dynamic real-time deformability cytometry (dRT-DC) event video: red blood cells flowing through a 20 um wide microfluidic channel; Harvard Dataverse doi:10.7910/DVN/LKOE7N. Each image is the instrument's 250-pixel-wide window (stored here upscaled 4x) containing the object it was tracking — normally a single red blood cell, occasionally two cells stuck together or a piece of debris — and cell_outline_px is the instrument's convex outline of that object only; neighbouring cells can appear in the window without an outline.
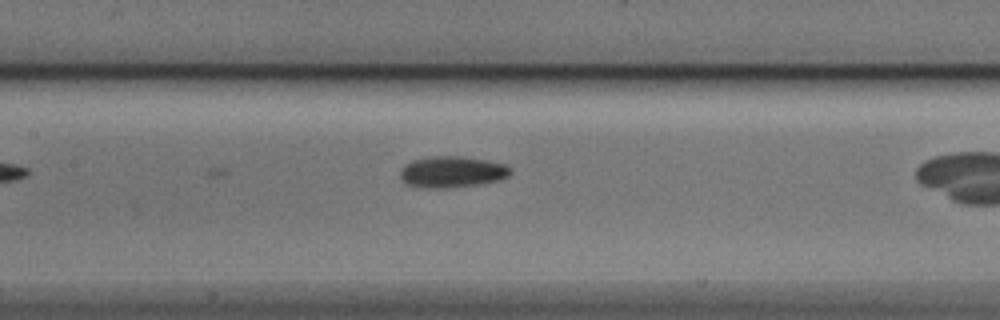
{"species": "Egyptian fruit bat (a non-hibernating species)", "species_latin": "Rousettus aegyptiacus", "temperature_condition": "cold", "stored_images_in_passage": 10, "camera_frame_rate_fps": 3000, "um_per_image_px": 0.085, "animal": {"sex": "male"}, "frame": {"image": 1, "passage_image": 10, "time_ms": 3.0, "image_size_px": [1000, 320], "cell_outline_px": [[512, 172], [508, 176], [500, 180], [480, 184], [444, 188], [424, 188], [404, 184], [400, 180], [400, 168], [404, 164], [412, 160], [428, 156], [460, 156], [484, 160], [504, 164], [512, 168]], "centroid_in_image_um": [38.37, 14.61], "position_along_channel_um": 169.0, "area_um2": 20.4}}